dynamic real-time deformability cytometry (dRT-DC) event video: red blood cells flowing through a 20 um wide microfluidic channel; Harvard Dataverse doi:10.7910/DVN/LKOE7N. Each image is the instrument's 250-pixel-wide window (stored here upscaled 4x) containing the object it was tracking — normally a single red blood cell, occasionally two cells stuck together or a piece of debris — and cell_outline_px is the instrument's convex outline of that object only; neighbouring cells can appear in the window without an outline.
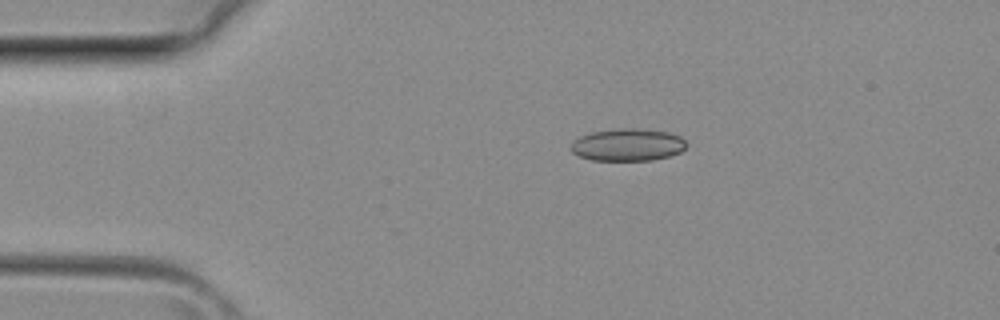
{"species": "common noctule bat (a hibernating species)", "species_latin": "Nyctalus noctula", "temperature_condition": "room temperature", "stored_images_in_passage": 17, "camera_frame_rate_fps": 3000, "um_per_image_px": 0.085, "animal": {"sex": "female", "body_mass_g": 29.2, "forearm_length_mm": 56.3}, "frame": {"image": 1, "passage_image": 1, "time_ms": 0.0, "image_size_px": [1000, 320], "cell_outline_px": [[688, 144], [680, 152], [668, 156], [652, 160], [592, 160], [580, 156], [572, 152], [568, 148], [572, 140], [580, 136], [592, 132], [616, 128], [632, 128], [668, 132], [680, 136]], "centroid_in_image_um": [53.31, 12.3], "position_along_channel_um": 31.7, "area_um2": 21.85}}
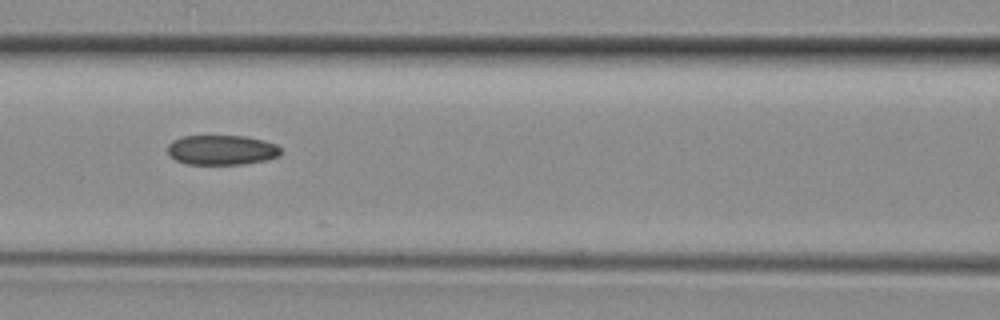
{"frame": {"image": 2, "passage_image": 10, "time_ms": 3.0, "image_size_px": [1000, 320], "cell_outline_px": [[280, 156], [268, 160], [244, 164], [188, 164], [176, 160], [168, 152], [168, 144], [172, 140], [184, 136], [244, 136], [264, 140], [276, 144], [280, 148]], "centroid_in_image_um": [18.87, 12.75], "position_along_channel_um": 147.7, "area_um2": 19.71}}
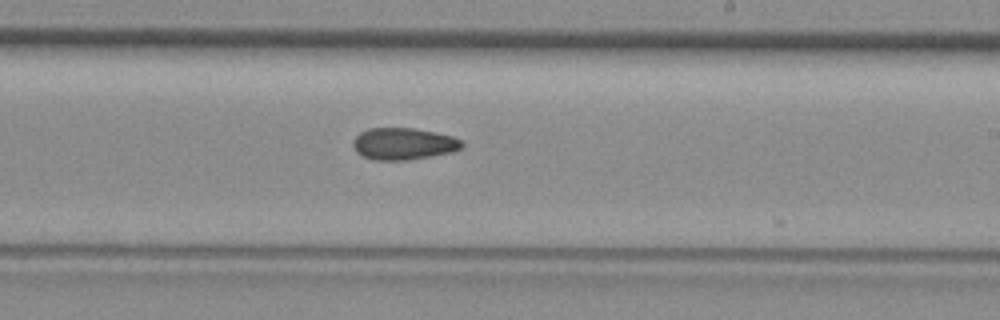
{"frame": {"image": 3, "passage_image": 16, "time_ms": 5.0, "image_size_px": [1000, 320], "cell_outline_px": [[464, 148], [452, 152], [432, 156], [408, 160], [372, 160], [360, 156], [356, 152], [352, 144], [352, 140], [360, 132], [368, 128], [412, 128], [436, 132], [452, 136], [460, 140], [464, 144]], "centroid_in_image_um": [34.28, 12.23], "position_along_channel_um": 254.7, "area_um2": 20.52}}